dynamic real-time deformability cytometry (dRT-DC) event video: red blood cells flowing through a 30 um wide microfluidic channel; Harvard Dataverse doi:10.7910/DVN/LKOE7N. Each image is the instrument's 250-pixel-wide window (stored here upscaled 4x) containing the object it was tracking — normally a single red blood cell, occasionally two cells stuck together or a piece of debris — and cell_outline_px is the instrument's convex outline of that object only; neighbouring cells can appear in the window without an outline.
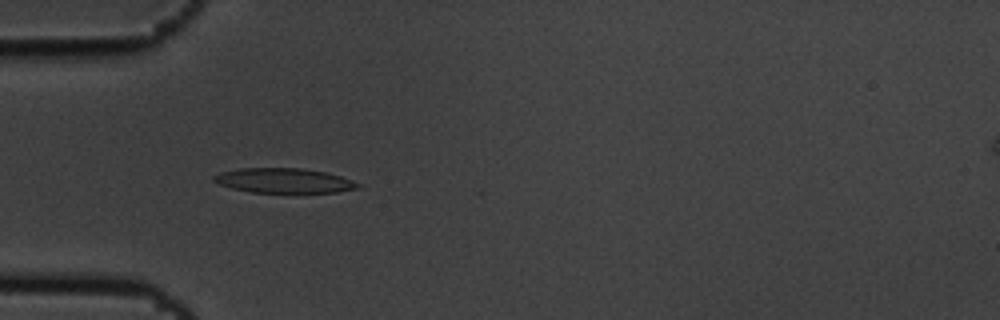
{"species": "common noctule bat (a hibernating species)", "species_latin": "Nyctalus noctula", "temperature_condition": "cold", "stored_images_in_passage": 5, "camera_frame_rate_fps": 3000, "um_per_image_px": 0.085, "animal": {"sex": "male", "body_mass_g": 19.5, "forearm_length_mm": 54.6}, "frame": {"image": 1, "passage_image": 4, "time_ms": 1.0, "image_size_px": [1000, 320], "cell_outline_px": [[360, 188], [336, 192], [252, 192], [232, 188], [220, 184], [212, 180], [212, 176], [220, 172], [240, 168], [300, 168], [324, 172], [340, 176], [352, 180], [360, 184]], "centroid_in_image_um": [24.11, 15.34], "position_along_channel_um": 60.9, "area_um2": 20.58}}
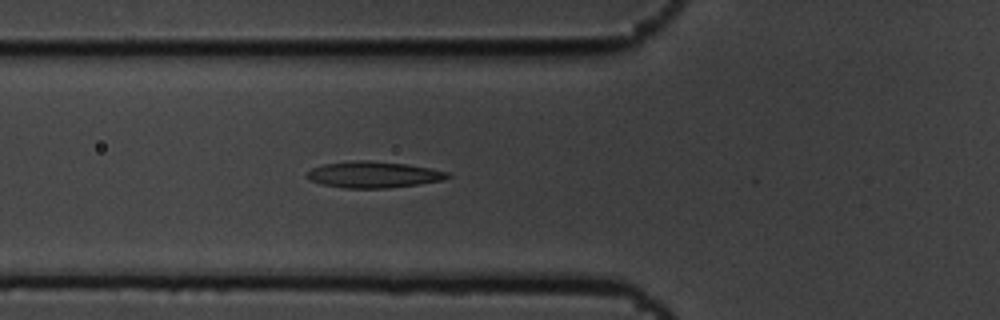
{"frame": {"image": 2, "passage_image": 5, "time_ms": 1.333, "image_size_px": [1000, 320], "cell_outline_px": [[452, 176], [444, 180], [420, 184], [388, 188], [344, 188], [320, 184], [308, 180], [304, 176], [312, 168], [324, 164], [360, 160], [368, 160], [404, 164], [428, 168], [448, 172]], "centroid_in_image_um": [31.72, 14.85], "position_along_channel_um": 94.1, "area_um2": 21.56}}